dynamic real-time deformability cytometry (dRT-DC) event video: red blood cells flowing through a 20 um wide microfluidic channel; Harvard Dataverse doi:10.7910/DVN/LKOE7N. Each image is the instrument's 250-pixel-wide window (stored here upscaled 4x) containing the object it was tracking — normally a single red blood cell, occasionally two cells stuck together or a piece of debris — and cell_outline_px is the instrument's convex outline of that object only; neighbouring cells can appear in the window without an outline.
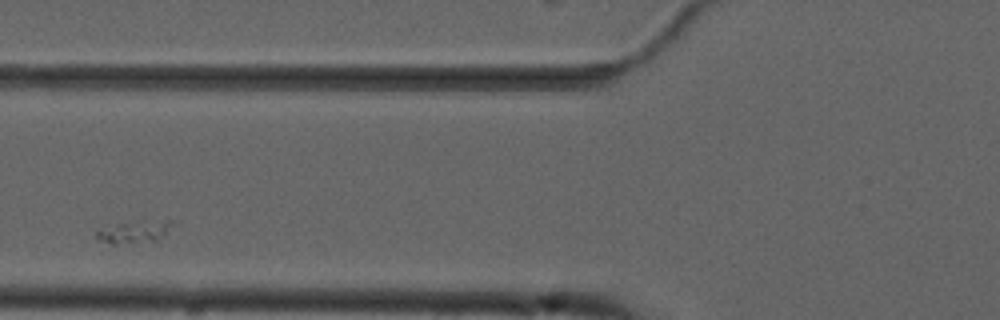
{"species": "common noctule bat (a hibernating species)", "species_latin": "Nyctalus noctula", "temperature_condition": "cold", "stored_images_in_passage": 12, "camera_frame_rate_fps": 3000, "um_per_image_px": 0.085, "animal": {"sex": "male", "forearm_length_mm": 52.5}, "frame": {"image": 1, "passage_image": 5, "time_ms": 6.0, "image_size_px": [1000, 320], "cell_outline_px": [[176, 224], [156, 244], [112, 244], [100, 240], [96, 236], [96, 232], [116, 224], [168, 220], [176, 220]], "centroid_in_image_um": [11.58, 19.77], "position_along_channel_um": 114.2, "area_um2": 10.17}}
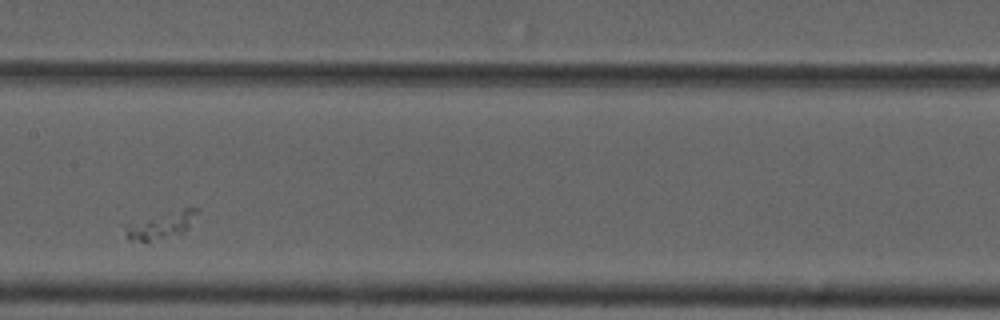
{"frame": {"image": 2, "passage_image": 7, "time_ms": 8.333, "image_size_px": [1000, 320], "cell_outline_px": [[200, 208], [184, 232], [148, 240], [128, 240], [124, 236], [124, 224], [184, 208]], "centroid_in_image_um": [13.62, 19.13], "position_along_channel_um": 193.8, "area_um2": 10.69}}
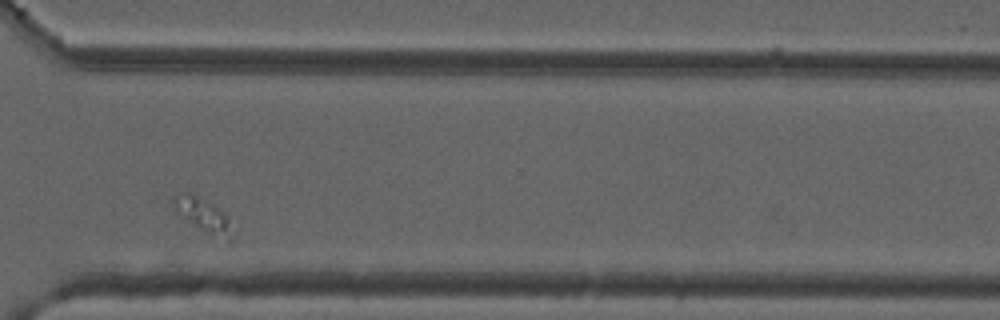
{"frame": {"image": 3, "passage_image": 11, "time_ms": 13.0, "image_size_px": [1000, 320], "cell_outline_px": [[236, 232], [232, 240], [228, 244], [208, 236], [176, 212], [168, 200], [172, 196], [180, 192], [188, 192], [204, 200], [216, 208], [228, 220]], "centroid_in_image_um": [17.26, 18.39], "position_along_channel_um": 353.3, "area_um2": 12.2}}